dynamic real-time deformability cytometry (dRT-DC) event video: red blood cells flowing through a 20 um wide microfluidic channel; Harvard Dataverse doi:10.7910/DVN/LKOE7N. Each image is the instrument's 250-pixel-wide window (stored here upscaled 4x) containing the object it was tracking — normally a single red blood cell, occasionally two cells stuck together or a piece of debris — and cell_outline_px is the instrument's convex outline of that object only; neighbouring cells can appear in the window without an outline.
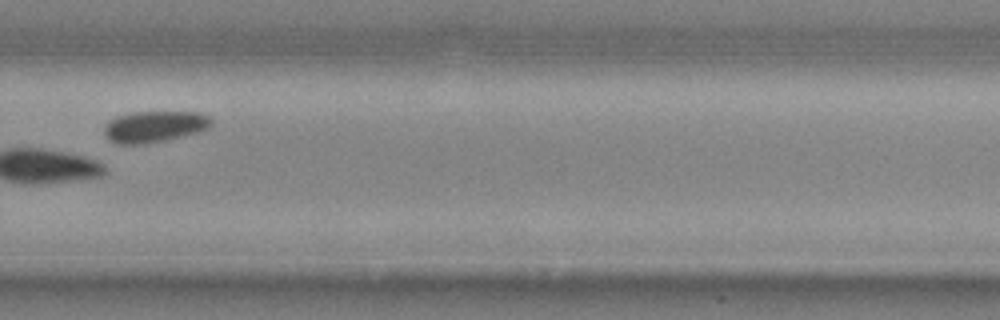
{"species": "common noctule bat (a hibernating species)", "species_latin": "Nyctalus noctula", "temperature_condition": "cold", "stored_images_in_passage": 25, "camera_frame_rate_fps": 3000, "um_per_image_px": 0.085, "animal": {"sex": "male", "body_mass_g": 20.4}, "frame": {"image": 1, "passage_image": 18, "time_ms": 5.667, "image_size_px": [1000, 320], "cell_outline_px": [[212, 124], [208, 128], [196, 132], [164, 140], [140, 144], [120, 144], [108, 140], [104, 132], [104, 128], [112, 120], [120, 116], [132, 112], [196, 112], [208, 116], [212, 120]], "centroid_in_image_um": [13.13, 10.76], "position_along_channel_um": 316.7, "area_um2": 19.07}}